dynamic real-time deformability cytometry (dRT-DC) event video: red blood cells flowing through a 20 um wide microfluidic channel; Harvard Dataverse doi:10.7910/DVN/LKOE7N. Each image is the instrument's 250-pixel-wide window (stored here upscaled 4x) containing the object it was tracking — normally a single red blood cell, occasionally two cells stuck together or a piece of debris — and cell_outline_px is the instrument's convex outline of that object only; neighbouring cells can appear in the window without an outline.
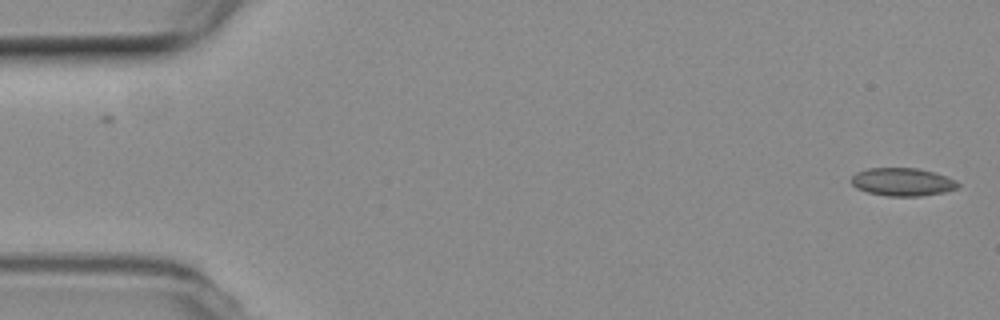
{"species": "common noctule bat (a hibernating species)", "species_latin": "Nyctalus noctula", "temperature_condition": "room temperature", "stored_images_in_passage": 54, "camera_frame_rate_fps": 3000, "um_per_image_px": 0.085, "animal": {"sex": "female", "body_mass_g": 19.3, "forearm_length_mm": 54.1}, "frame": {"image": 1, "passage_image": 1, "time_ms": 0.0, "image_size_px": [1000, 320], "cell_outline_px": [[960, 184], [956, 188], [944, 192], [920, 196], [888, 196], [868, 192], [856, 188], [852, 184], [852, 176], [856, 172], [868, 168], [916, 168], [932, 172], [956, 180]], "centroid_in_image_um": [76.69, 15.46], "position_along_channel_um": 8.3, "area_um2": 17.22}}
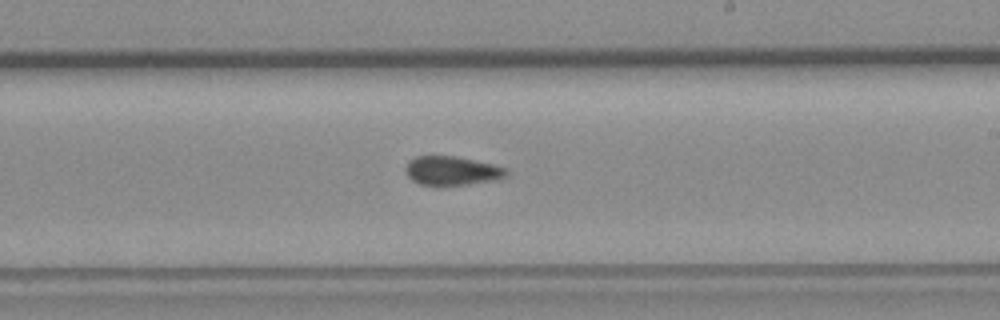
{"frame": {"image": 2, "passage_image": 31, "time_ms": 10.0, "image_size_px": [1000, 320], "cell_outline_px": [[508, 176], [496, 180], [468, 184], [420, 184], [412, 180], [404, 172], [404, 168], [408, 160], [416, 156], [456, 156], [492, 164], [508, 168]], "centroid_in_image_um": [38.41, 14.5], "position_along_channel_um": 250.6, "area_um2": 16.99}}
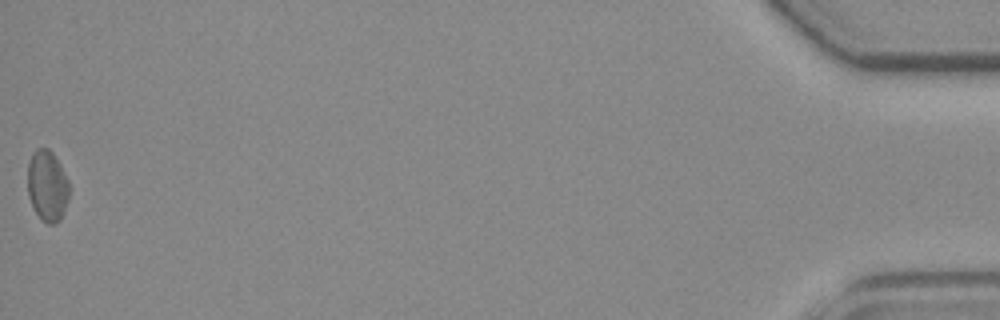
{"frame": {"image": 3, "passage_image": 54, "time_ms": 17.667, "image_size_px": [1000, 320], "cell_outline_px": [[68, 200], [60, 220], [56, 224], [48, 224], [40, 220], [28, 196], [28, 164], [36, 148], [48, 148], [52, 152], [60, 164], [68, 180]], "centroid_in_image_um": [4.02, 15.82], "position_along_channel_um": 431.2, "area_um2": 17.11}, "authors_computed_cell_mechanics": {"area_um2": 17.2822, "velocity_mm_per_s": 3.7454, "shape_relaxation_time_tau1_ms": null, "shape_relaxation_time_tau2_ms": 8.1933, "deformation_change_tau1": null, "deformation_change_tau2": 0.1106}}